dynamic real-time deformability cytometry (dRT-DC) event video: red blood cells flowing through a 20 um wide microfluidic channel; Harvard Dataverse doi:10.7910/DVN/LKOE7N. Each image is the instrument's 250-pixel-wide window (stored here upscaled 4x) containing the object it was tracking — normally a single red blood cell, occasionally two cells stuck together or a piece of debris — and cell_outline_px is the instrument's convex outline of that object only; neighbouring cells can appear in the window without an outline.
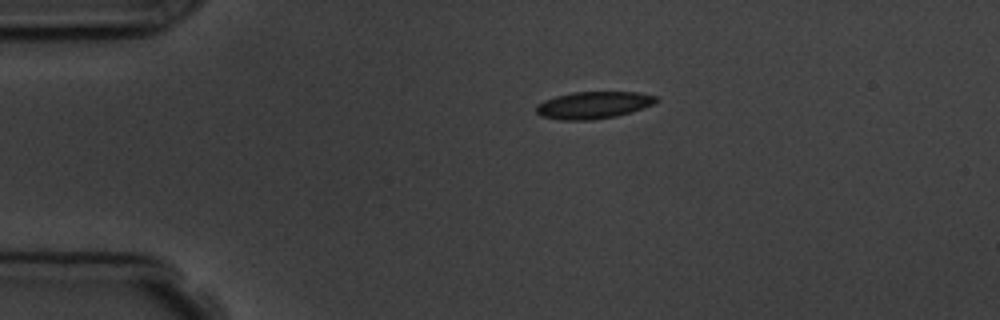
{"species": "common noctule bat (a hibernating species)", "species_latin": "Nyctalus noctula", "temperature_condition": "room temperature", "stored_images_in_passage": 3, "camera_frame_rate_fps": 3000, "um_per_image_px": 0.085, "animal": {"sex": "male", "body_mass_g": 19.5, "forearm_length_mm": 54.6}, "frame": {"image": 1, "passage_image": 1, "time_ms": 0.0, "image_size_px": [1000, 320], "cell_outline_px": [[660, 100], [656, 104], [632, 112], [616, 116], [592, 120], [560, 120], [540, 116], [536, 112], [536, 104], [544, 100], [556, 96], [572, 92], [640, 92], [656, 96]], "centroid_in_image_um": [50.47, 8.93], "position_along_channel_um": 34.5, "area_um2": 19.25}}
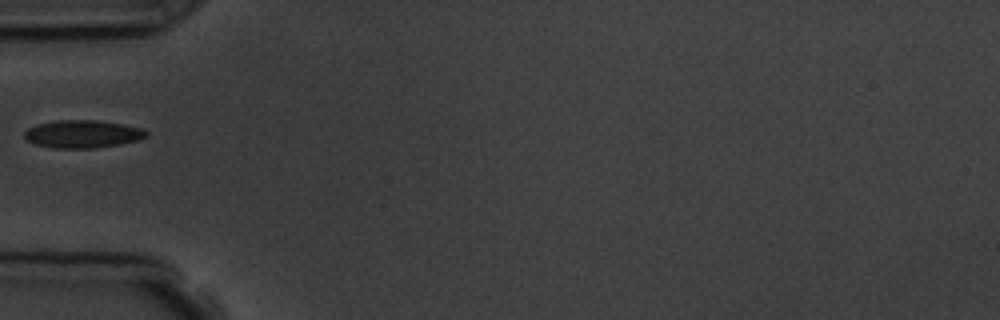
{"frame": {"image": 2, "passage_image": 3, "time_ms": 2.333, "image_size_px": [1000, 320], "cell_outline_px": [[148, 136], [140, 140], [120, 144], [92, 148], [52, 148], [36, 144], [24, 140], [24, 132], [28, 128], [36, 124], [56, 120], [96, 120], [120, 124], [140, 128], [148, 132]], "centroid_in_image_um": [6.98, 11.39], "position_along_channel_um": 78.0, "area_um2": 19.77}}